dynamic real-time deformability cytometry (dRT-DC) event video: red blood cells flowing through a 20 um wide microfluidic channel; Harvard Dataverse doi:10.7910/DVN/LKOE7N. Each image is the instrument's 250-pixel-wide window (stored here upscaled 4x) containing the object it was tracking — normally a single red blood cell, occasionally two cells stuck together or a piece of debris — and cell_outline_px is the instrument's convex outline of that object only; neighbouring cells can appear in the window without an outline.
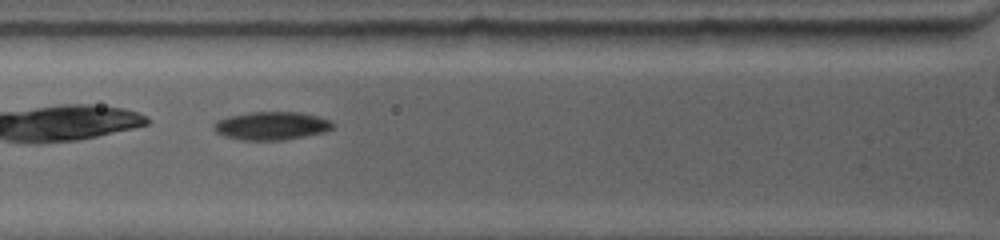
{"species": "common noctule bat (a hibernating species)", "species_latin": "Nyctalus noctula", "temperature_condition": "warm", "stored_images_in_passage": 8, "camera_frame_rate_fps": 4500, "um_per_image_px": 0.085, "animal": {"sex": "female", "body_mass_g": 19.0, "forearm_length_mm": 53.3}, "frame": {"image": 1, "passage_image": 3, "time_ms": 0.889, "image_size_px": [1000, 240], "cell_outline_px": [[336, 124], [332, 128], [324, 132], [304, 136], [276, 140], [248, 140], [228, 136], [216, 132], [212, 128], [212, 124], [216, 120], [224, 116], [248, 112], [300, 112], [332, 120]], "centroid_in_image_um": [23.06, 10.66], "position_along_channel_um": 102.7, "area_um2": 19.54}}
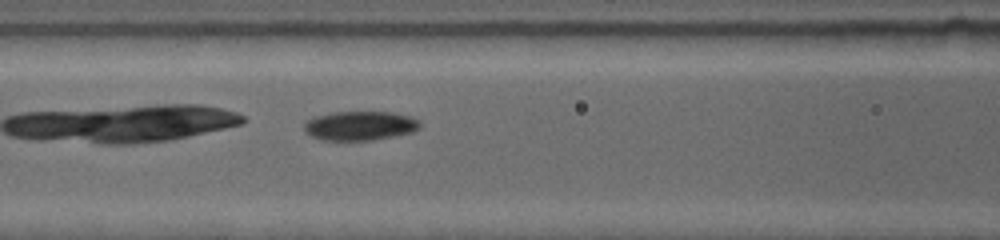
{"frame": {"image": 2, "passage_image": 5, "time_ms": 1.778, "image_size_px": [1000, 240], "cell_outline_px": [[420, 128], [412, 132], [368, 140], [324, 140], [312, 136], [304, 132], [304, 120], [316, 116], [332, 112], [396, 112], [412, 116], [420, 120]], "centroid_in_image_um": [30.59, 10.67], "position_along_channel_um": 136.0, "area_um2": 19.77}}